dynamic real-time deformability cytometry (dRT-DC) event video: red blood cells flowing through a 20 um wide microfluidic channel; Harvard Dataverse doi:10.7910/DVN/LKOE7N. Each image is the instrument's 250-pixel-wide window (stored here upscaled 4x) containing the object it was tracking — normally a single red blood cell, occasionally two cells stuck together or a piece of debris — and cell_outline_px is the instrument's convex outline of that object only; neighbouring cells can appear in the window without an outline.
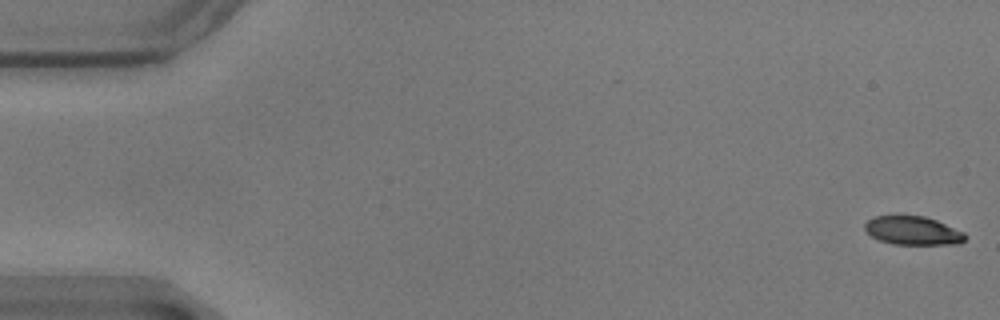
{"species": "common noctule bat (a hibernating species)", "species_latin": "Nyctalus noctula", "temperature_condition": "warm", "stored_images_in_passage": 58, "camera_frame_rate_fps": 3000, "um_per_image_px": 0.085, "animal": {"sex": "male", "body_mass_g": 17.9}, "frame": {"image": 1, "passage_image": 1, "time_ms": 0.0, "image_size_px": [1000, 320], "cell_outline_px": [[968, 236], [960, 244], [892, 244], [880, 240], [872, 236], [864, 228], [864, 224], [872, 216], [924, 216], [936, 220], [964, 232]], "centroid_in_image_um": [77.6, 19.6], "position_along_channel_um": 7.4, "area_um2": 16.65}}
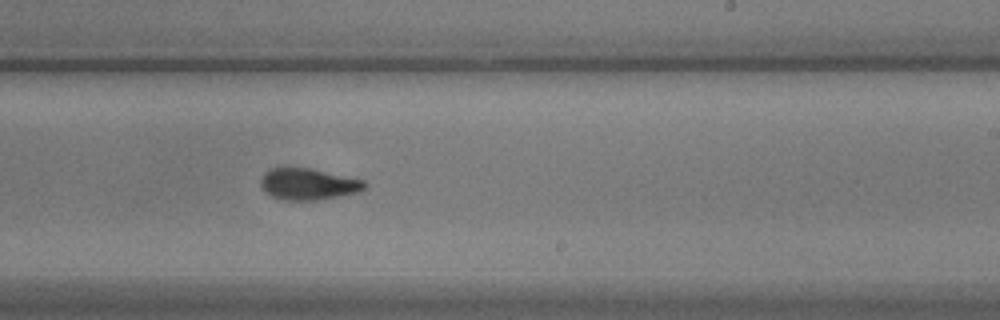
{"frame": {"image": 2, "passage_image": 35, "time_ms": 11.333, "image_size_px": [1000, 320], "cell_outline_px": [[368, 188], [360, 192], [340, 196], [316, 200], [284, 200], [272, 196], [260, 184], [260, 176], [268, 168], [312, 168], [364, 180], [368, 184]], "centroid_in_image_um": [26.24, 15.64], "position_along_channel_um": 262.8, "area_um2": 19.25}}
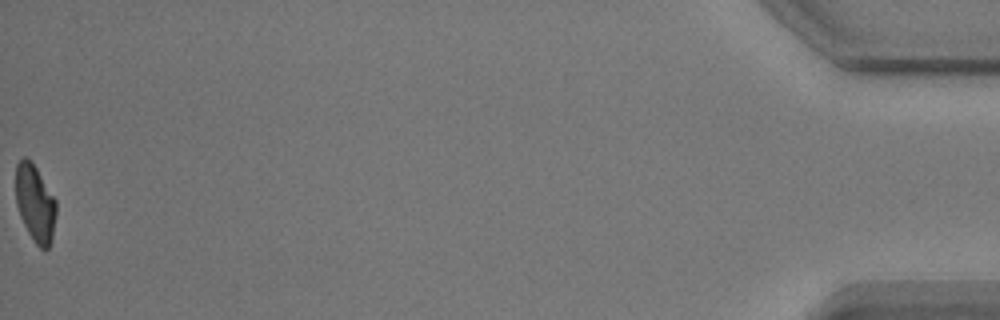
{"frame": {"image": 3, "passage_image": 58, "time_ms": 19.0, "image_size_px": [1000, 320], "cell_outline_px": [[56, 216], [52, 240], [48, 248], [44, 252], [36, 244], [28, 232], [20, 216], [16, 204], [16, 164], [24, 156], [36, 168], [56, 200]], "centroid_in_image_um": [3.0, 17.33], "position_along_channel_um": 432.2, "area_um2": 18.09}, "authors_computed_cell_mechanics": {"area_um2": 19.074, "velocity_mm_per_s": 3.5091, "shape_relaxation_time_tau1_ms": 3.5193, "shape_relaxation_time_tau2_ms": 2.0123, "deformation_change_tau1": 0.1629, "deformation_change_tau2": 0.0798}}